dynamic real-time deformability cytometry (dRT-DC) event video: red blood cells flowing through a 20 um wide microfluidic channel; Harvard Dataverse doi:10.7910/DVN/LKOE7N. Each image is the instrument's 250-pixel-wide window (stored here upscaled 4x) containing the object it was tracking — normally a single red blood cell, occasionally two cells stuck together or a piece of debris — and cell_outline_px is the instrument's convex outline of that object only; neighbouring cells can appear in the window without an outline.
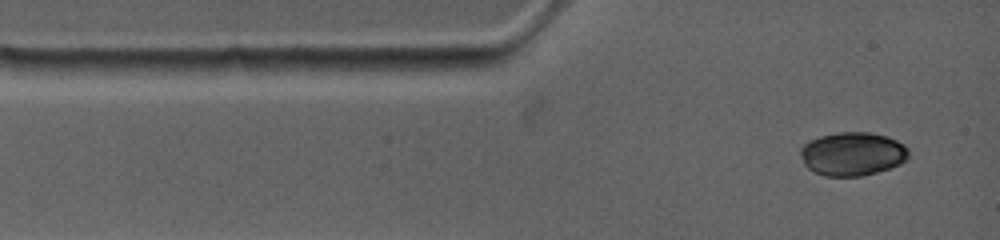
{"species": "common noctule bat (a hibernating species)", "species_latin": "Nyctalus noctula", "temperature_condition": "warm", "stored_images_in_passage": 13, "camera_frame_rate_fps": 4500, "um_per_image_px": 0.085, "animal": {"sex": "female", "body_mass_g": 19.0, "forearm_length_mm": 53.3}, "frame": {"image": 1, "passage_image": 1, "time_ms": 0.0, "image_size_px": [1000, 240], "cell_outline_px": [[908, 156], [900, 164], [864, 176], [824, 176], [808, 168], [804, 164], [800, 156], [800, 148], [808, 140], [820, 136], [836, 132], [868, 132], [888, 136], [904, 144], [908, 148]], "centroid_in_image_um": [72.44, 13.07], "position_along_channel_um": 12.6, "area_um2": 27.57}}
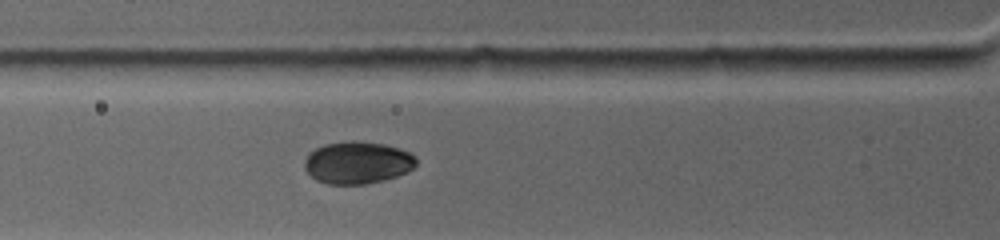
{"frame": {"image": 2, "passage_image": 6, "time_ms": 2.889, "image_size_px": [1000, 240], "cell_outline_px": [[416, 164], [408, 172], [384, 180], [364, 184], [328, 184], [316, 180], [304, 168], [304, 160], [308, 152], [324, 144], [348, 140], [356, 140], [384, 144], [400, 148], [416, 156]], "centroid_in_image_um": [30.37, 13.81], "position_along_channel_um": 95.4, "area_um2": 27.74}}
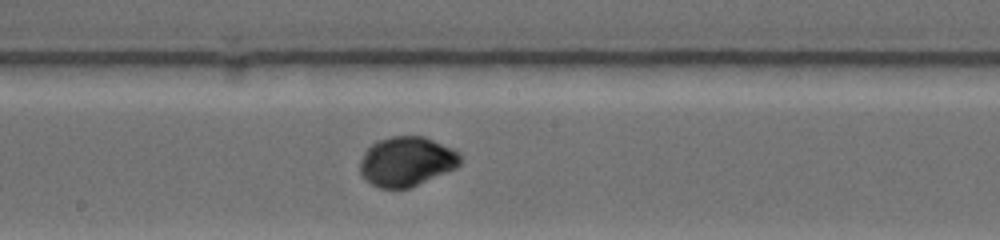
{"frame": {"image": 3, "passage_image": 13, "time_ms": 6.0, "image_size_px": [1000, 240], "cell_outline_px": [[460, 164], [456, 168], [408, 188], [380, 188], [372, 184], [360, 172], [360, 160], [364, 152], [372, 144], [380, 140], [392, 136], [424, 136], [452, 148], [460, 152]], "centroid_in_image_um": [34.57, 13.71], "position_along_channel_um": 213.6, "area_um2": 28.67}}